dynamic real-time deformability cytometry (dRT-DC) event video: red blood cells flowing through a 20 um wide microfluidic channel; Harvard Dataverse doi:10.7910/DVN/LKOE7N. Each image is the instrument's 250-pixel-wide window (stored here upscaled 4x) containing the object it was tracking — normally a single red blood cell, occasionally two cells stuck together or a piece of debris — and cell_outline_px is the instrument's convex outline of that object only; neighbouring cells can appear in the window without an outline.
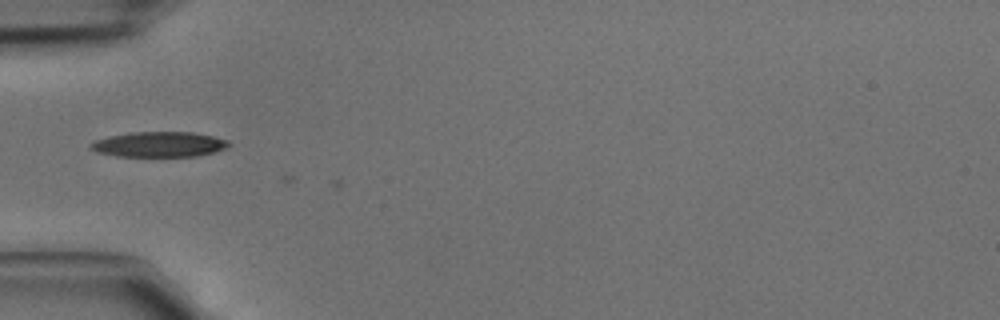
{"species": "common noctule bat (a hibernating species)", "species_latin": "Nyctalus noctula", "temperature_condition": "cold", "stored_images_in_passage": 18, "camera_frame_rate_fps": 3000, "um_per_image_px": 0.085, "animal": {"sex": "male", "body_mass_g": 15.6}, "frame": {"image": 1, "passage_image": 17, "time_ms": 5.333, "image_size_px": [1000, 320], "cell_outline_px": [[232, 144], [224, 148], [212, 152], [196, 156], [116, 156], [96, 152], [88, 148], [88, 144], [92, 140], [108, 136], [128, 132], [192, 132], [212, 136], [228, 140]], "centroid_in_image_um": [13.43, 12.26], "position_along_channel_um": 71.6, "area_um2": 20.46}}